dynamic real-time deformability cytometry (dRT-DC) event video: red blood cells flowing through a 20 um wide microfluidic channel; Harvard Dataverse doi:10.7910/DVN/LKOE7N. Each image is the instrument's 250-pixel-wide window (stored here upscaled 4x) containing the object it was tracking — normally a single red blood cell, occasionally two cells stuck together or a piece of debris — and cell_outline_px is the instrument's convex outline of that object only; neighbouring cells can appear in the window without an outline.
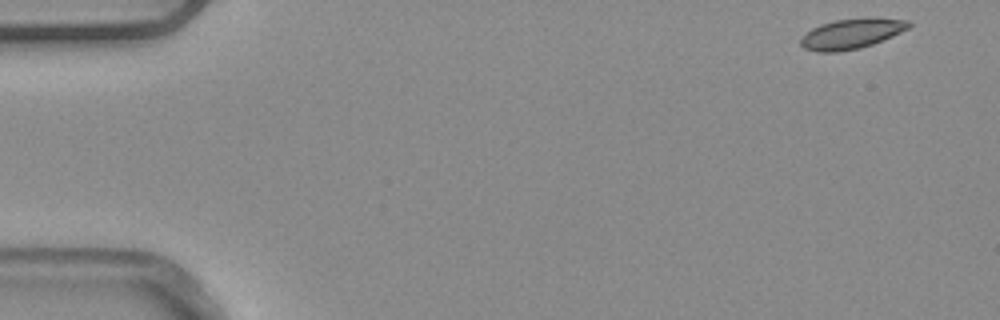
{"species": "common noctule bat (a hibernating species)", "species_latin": "Nyctalus noctula", "temperature_condition": "warm", "stored_images_in_passage": 4, "camera_frame_rate_fps": 3000, "um_per_image_px": 0.085, "animal": {"sex": "male", "body_mass_g": 20.4}, "frame": {"image": 1, "passage_image": 1, "time_ms": 0.0, "image_size_px": [1000, 320], "cell_outline_px": [[912, 24], [908, 28], [892, 36], [872, 44], [860, 48], [836, 52], [816, 52], [804, 48], [800, 44], [800, 40], [812, 28], [820, 24], [836, 20], [908, 20]], "centroid_in_image_um": [72.3, 2.92], "position_along_channel_um": 12.7, "area_um2": 18.03}}
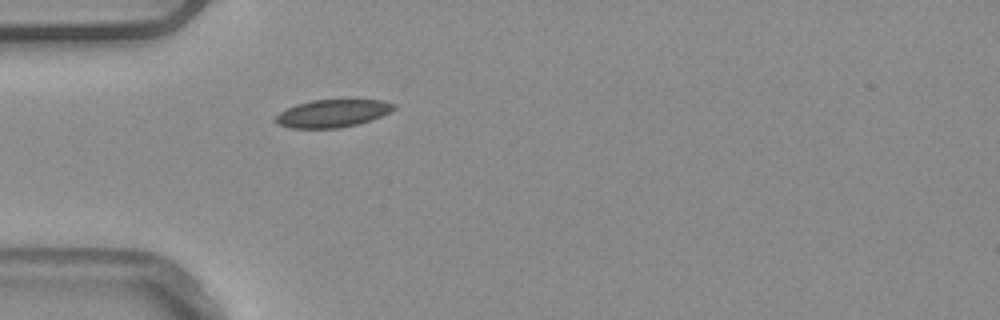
{"frame": {"image": 2, "passage_image": 4, "time_ms": 1.0, "image_size_px": [1000, 320], "cell_outline_px": [[396, 108], [380, 116], [356, 124], [336, 128], [292, 128], [280, 124], [272, 120], [280, 112], [296, 104], [312, 100], [344, 96], [356, 96], [380, 100], [396, 104]], "centroid_in_image_um": [28.31, 9.55], "position_along_channel_um": 56.7, "area_um2": 19.88}}